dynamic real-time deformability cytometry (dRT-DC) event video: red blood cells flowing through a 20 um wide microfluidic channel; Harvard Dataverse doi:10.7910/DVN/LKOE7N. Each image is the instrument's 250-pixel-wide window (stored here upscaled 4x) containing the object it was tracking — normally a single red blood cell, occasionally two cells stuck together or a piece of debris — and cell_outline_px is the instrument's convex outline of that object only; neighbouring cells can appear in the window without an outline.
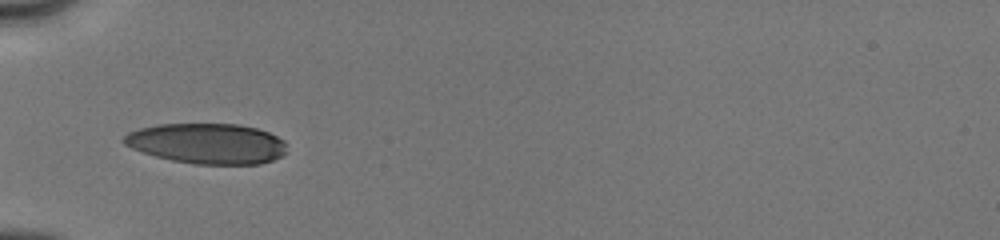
{"species": "human", "species_latin": "Homo sapiens", "temperature_condition": "cold", "stored_images_in_passage": 8, "camera_frame_rate_fps": 3000, "um_per_image_px": 0.085, "donor": {"sex": "male"}, "frame": {"image": 1, "passage_image": 1, "time_ms": 0.0, "image_size_px": [1000, 240], "cell_outline_px": [[288, 152], [272, 160], [260, 164], [196, 164], [172, 160], [156, 156], [132, 148], [124, 144], [120, 140], [128, 132], [140, 128], [156, 124], [240, 124], [256, 128], [268, 132], [284, 140]], "centroid_in_image_um": [17.62, 12.19], "position_along_channel_um": 67.4, "area_um2": 38.44}}
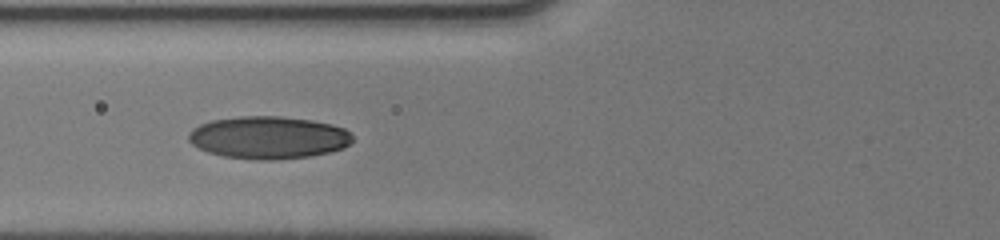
{"frame": {"image": 2, "passage_image": 4, "time_ms": 1.0, "image_size_px": [1000, 240], "cell_outline_px": [[352, 140], [344, 148], [328, 152], [308, 156], [272, 160], [256, 160], [224, 156], [208, 152], [192, 144], [188, 140], [188, 132], [192, 128], [200, 124], [212, 120], [240, 116], [280, 116], [312, 120], [332, 124], [344, 128], [352, 136]], "centroid_in_image_um": [22.79, 11.68], "position_along_channel_um": 103.0, "area_um2": 40.58}}
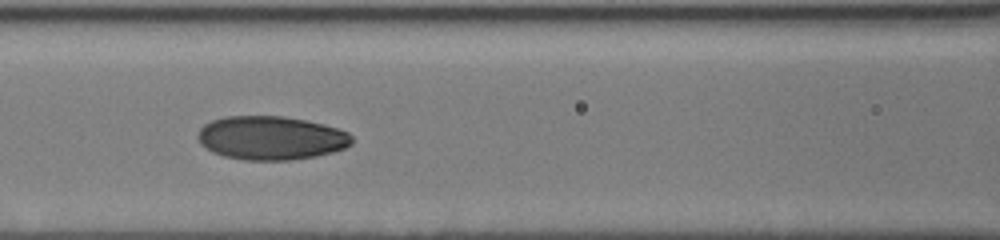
{"frame": {"image": 3, "passage_image": 7, "time_ms": 2.0, "image_size_px": [1000, 240], "cell_outline_px": [[352, 144], [344, 148], [332, 152], [316, 156], [292, 160], [244, 160], [224, 156], [212, 152], [200, 144], [196, 136], [200, 128], [204, 124], [212, 120], [224, 116], [284, 116], [308, 120], [324, 124], [348, 132], [352, 136]], "centroid_in_image_um": [23.02, 11.72], "position_along_channel_um": 143.6, "area_um2": 39.54}}